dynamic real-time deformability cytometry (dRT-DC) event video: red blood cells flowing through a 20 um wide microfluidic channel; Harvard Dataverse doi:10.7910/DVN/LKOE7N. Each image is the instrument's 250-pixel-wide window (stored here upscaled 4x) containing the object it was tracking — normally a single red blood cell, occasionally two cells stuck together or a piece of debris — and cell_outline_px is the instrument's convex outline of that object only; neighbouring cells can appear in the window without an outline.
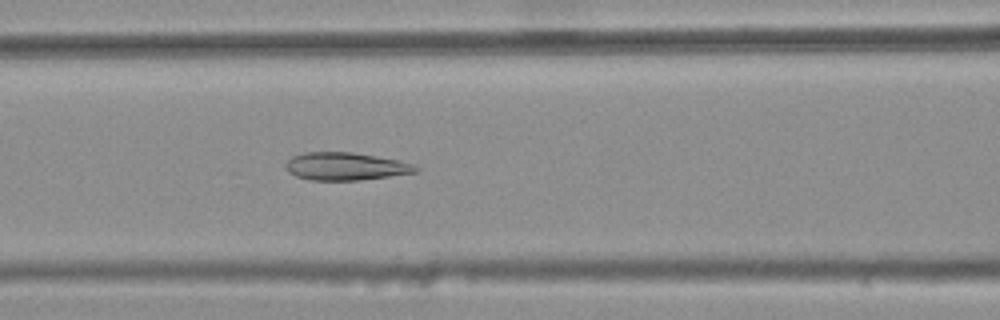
{"species": "common noctule bat (a hibernating species)", "species_latin": "Nyctalus noctula", "temperature_condition": "warm", "stored_images_in_passage": 30, "camera_frame_rate_fps": 3000, "um_per_image_px": 0.085, "animal": {"sex": "female", "body_mass_g": 25.1}, "frame": {"image": 1, "passage_image": 6, "time_ms": 1.667, "image_size_px": [1000, 320], "cell_outline_px": [[420, 168], [416, 172], [360, 180], [308, 180], [296, 176], [288, 172], [284, 164], [292, 156], [304, 152], [352, 152], [376, 156], [396, 160], [412, 164]], "centroid_in_image_um": [29.32, 14.14], "position_along_channel_um": 137.3, "area_um2": 20.92}}
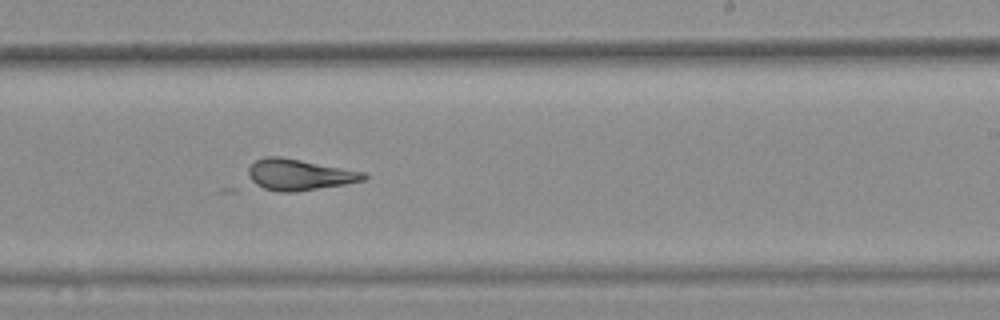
{"frame": {"image": 2, "passage_image": 16, "time_ms": 5.0, "image_size_px": [1000, 320], "cell_outline_px": [[368, 176], [364, 180], [344, 184], [296, 192], [220, 192], [220, 188], [256, 160], [264, 156], [280, 156], [364, 172]], "centroid_in_image_um": [24.59, 14.98], "position_along_channel_um": 264.4, "area_um2": 25.09}}
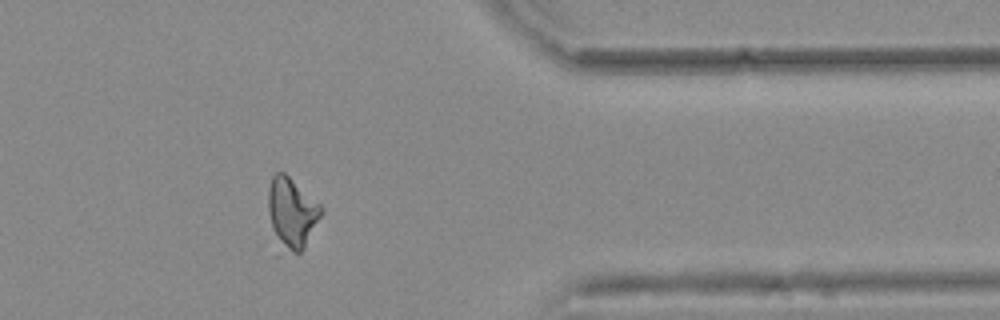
{"frame": {"image": 3, "passage_image": 27, "time_ms": 8.667, "image_size_px": [1000, 320], "cell_outline_px": [[324, 208], [304, 248], [300, 252], [284, 252], [272, 228], [268, 212], [268, 188], [272, 176], [276, 172], [284, 172], [320, 204]], "centroid_in_image_um": [24.79, 18.07], "position_along_channel_um": 386.6, "area_um2": 21.39}}